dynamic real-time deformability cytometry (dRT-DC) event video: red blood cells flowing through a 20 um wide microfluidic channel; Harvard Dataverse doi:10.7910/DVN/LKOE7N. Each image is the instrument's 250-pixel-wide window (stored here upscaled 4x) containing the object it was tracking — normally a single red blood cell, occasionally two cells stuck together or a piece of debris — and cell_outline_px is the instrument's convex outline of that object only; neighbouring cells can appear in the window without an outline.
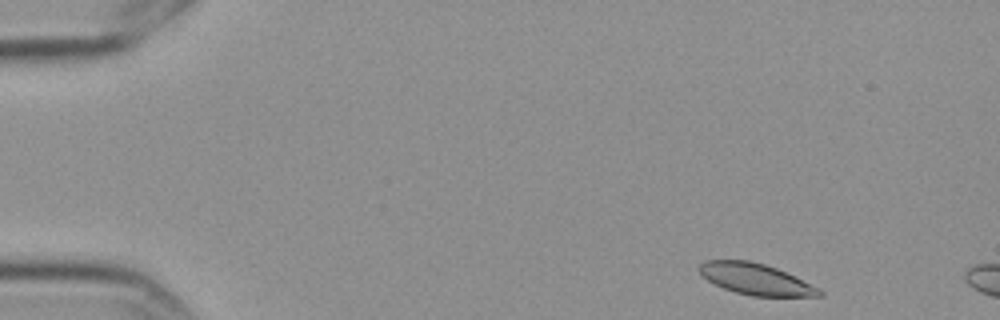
{"species": "Egyptian fruit bat (a non-hibernating species)", "species_latin": "Rousettus aegyptiacus", "temperature_condition": "cold", "stored_images_in_passage": 3, "camera_frame_rate_fps": 3000, "um_per_image_px": 0.085, "frame": {"image": 1, "passage_image": 1, "time_ms": 0.0, "image_size_px": [1000, 320], "cell_outline_px": [[824, 296], [752, 296], [736, 292], [724, 288], [700, 276], [696, 268], [704, 260], [748, 260], [764, 264], [776, 268], [820, 288], [824, 292]], "centroid_in_image_um": [64.2, 23.72], "position_along_channel_um": 20.8, "area_um2": 21.85}}